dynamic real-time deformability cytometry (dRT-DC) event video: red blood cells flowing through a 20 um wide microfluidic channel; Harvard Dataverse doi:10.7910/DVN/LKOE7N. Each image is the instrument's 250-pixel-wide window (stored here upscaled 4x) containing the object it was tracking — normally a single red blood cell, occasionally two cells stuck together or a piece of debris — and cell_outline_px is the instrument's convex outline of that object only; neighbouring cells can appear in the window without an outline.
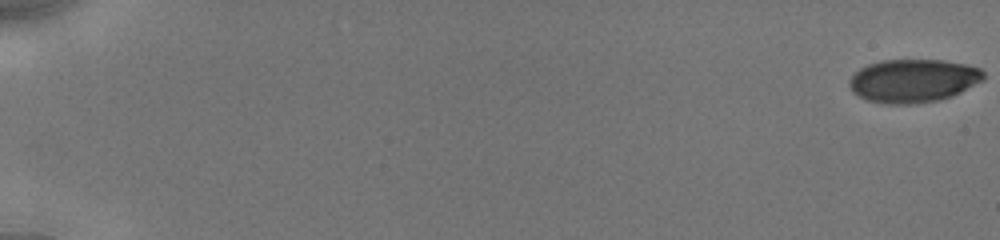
{"species": "human", "species_latin": "Homo sapiens", "temperature_condition": "cold", "stored_images_in_passage": 16, "camera_frame_rate_fps": 3000, "um_per_image_px": 0.085, "donor": {"sex": "male"}, "frame": {"image": 1, "passage_image": 1, "time_ms": 0.0, "image_size_px": [1000, 240], "cell_outline_px": [[984, 80], [952, 96], [940, 100], [912, 104], [888, 104], [868, 100], [852, 92], [848, 84], [848, 80], [860, 68], [868, 64], [880, 60], [944, 60], [964, 64], [980, 68], [984, 72]], "centroid_in_image_um": [77.62, 6.86], "position_along_channel_um": 7.4, "area_um2": 33.93}}
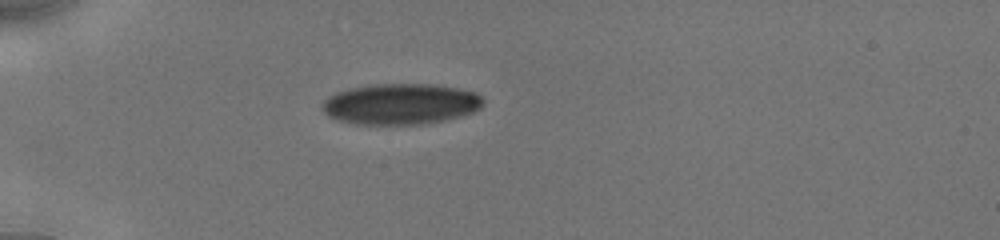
{"frame": {"image": 2, "passage_image": 9, "time_ms": 5.667, "image_size_px": [1000, 240], "cell_outline_px": [[484, 104], [480, 108], [472, 112], [460, 116], [444, 120], [424, 124], [356, 124], [340, 120], [328, 116], [320, 108], [320, 104], [328, 96], [336, 92], [352, 88], [372, 84], [428, 84], [456, 88], [476, 92], [484, 100]], "centroid_in_image_um": [34.03, 8.84], "position_along_channel_um": 51.0, "area_um2": 38.32}}
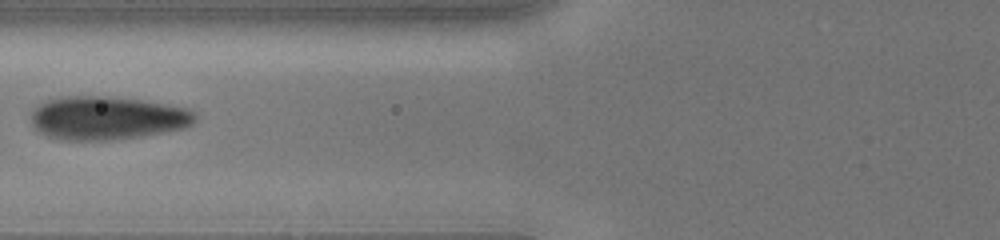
{"frame": {"image": 3, "passage_image": 15, "time_ms": 8.0, "image_size_px": [1000, 240], "cell_outline_px": [[196, 120], [192, 124], [184, 128], [164, 132], [140, 136], [108, 140], [60, 140], [48, 136], [40, 132], [32, 124], [28, 116], [32, 108], [44, 100], [64, 96], [104, 96], [140, 100], [168, 104], [188, 108], [196, 112]], "centroid_in_image_um": [9.06, 10.02], "position_along_channel_um": 116.7, "area_um2": 41.91}}